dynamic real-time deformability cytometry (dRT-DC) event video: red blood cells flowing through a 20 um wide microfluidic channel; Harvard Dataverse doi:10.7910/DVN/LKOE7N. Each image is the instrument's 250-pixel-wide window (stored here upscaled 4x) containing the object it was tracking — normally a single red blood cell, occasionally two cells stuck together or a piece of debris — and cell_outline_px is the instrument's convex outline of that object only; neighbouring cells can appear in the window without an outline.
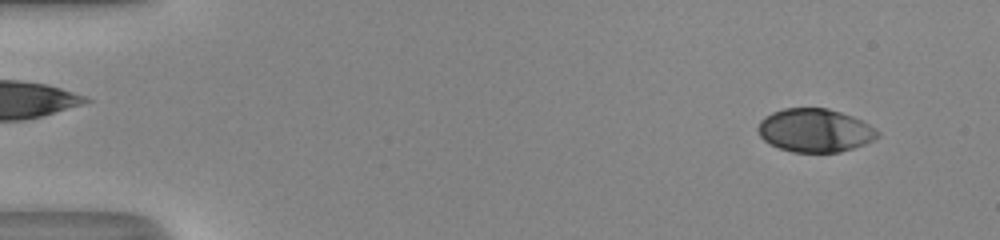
{"species": "human", "species_latin": "Homo sapiens", "temperature_condition": "room temperature", "stored_images_in_passage": 50, "camera_frame_rate_fps": 3000, "um_per_image_px": 0.085, "donor": {"sex": "male"}, "frame": {"image": 1, "passage_image": 4, "time_ms": 1.0, "image_size_px": [1000, 240], "cell_outline_px": [[880, 136], [864, 144], [840, 152], [792, 152], [780, 148], [764, 140], [760, 136], [756, 128], [760, 120], [764, 116], [772, 112], [784, 108], [828, 108], [852, 116], [876, 128], [880, 132]], "centroid_in_image_um": [69.25, 11.08], "position_along_channel_um": 15.7, "area_um2": 30.23}}
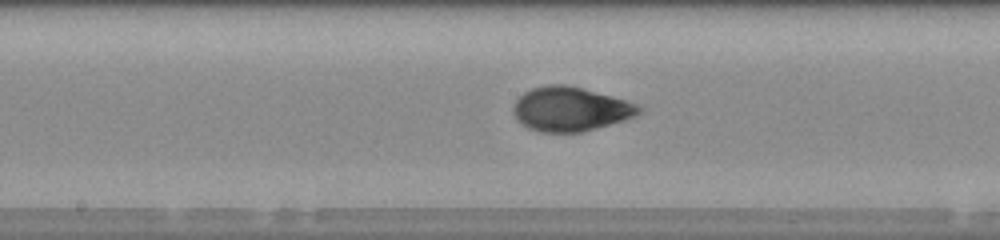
{"frame": {"image": 2, "passage_image": 27, "time_ms": 8.667, "image_size_px": [1000, 240], "cell_outline_px": [[644, 112], [628, 120], [580, 132], [540, 132], [528, 128], [520, 124], [516, 120], [512, 112], [512, 108], [516, 100], [524, 92], [532, 88], [548, 84], [564, 84], [580, 88], [624, 100], [636, 104], [644, 108]], "centroid_in_image_um": [48.47, 9.29], "position_along_channel_um": 199.7, "area_um2": 32.48}}
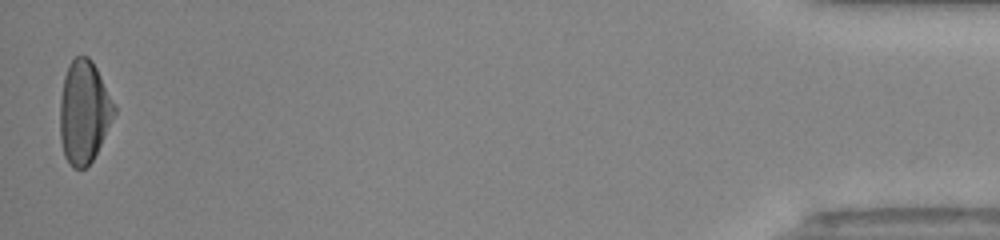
{"frame": {"image": 3, "passage_image": 50, "time_ms": 16.333, "image_size_px": [1000, 240], "cell_outline_px": [[116, 112], [92, 160], [84, 168], [72, 168], [64, 156], [60, 140], [60, 100], [64, 76], [68, 64], [76, 56], [88, 56], [92, 60], [116, 104]], "centroid_in_image_um": [7.13, 9.49], "position_along_channel_um": 428.1, "area_um2": 32.48}, "authors_computed_cell_mechanics": {"area_um2": 31.7611, "velocity_mm_per_s": 4.1725, "shape_relaxation_time_tau1_ms": 4.6796, "shape_relaxation_time_tau2_ms": 0.6866, "deformation_change_tau1": 0.2158, "deformation_change_tau2": 0.0457}}